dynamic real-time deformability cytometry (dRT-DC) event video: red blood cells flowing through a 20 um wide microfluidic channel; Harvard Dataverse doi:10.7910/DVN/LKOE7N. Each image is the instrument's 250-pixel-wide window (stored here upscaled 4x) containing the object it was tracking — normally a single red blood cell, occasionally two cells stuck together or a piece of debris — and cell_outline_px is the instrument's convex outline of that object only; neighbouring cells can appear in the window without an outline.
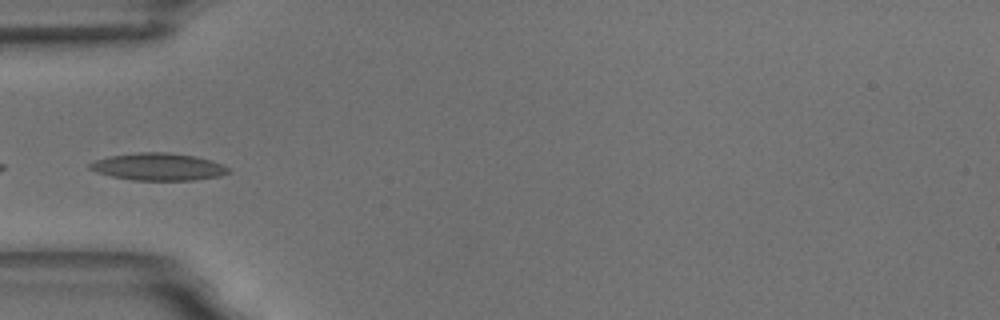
{"species": "common noctule bat (a hibernating species)", "species_latin": "Nyctalus noctula", "temperature_condition": "room temperature", "stored_images_in_passage": 40, "camera_frame_rate_fps": 3000, "um_per_image_px": 0.085, "animal": {"sex": "male", "body_mass_g": 18.8}, "frame": {"image": 1, "passage_image": 1, "time_ms": 0.0, "image_size_px": [1000, 320], "cell_outline_px": [[232, 172], [220, 176], [196, 180], [132, 180], [112, 176], [96, 172], [88, 168], [88, 164], [96, 160], [108, 156], [140, 152], [168, 152], [196, 156], [220, 164], [228, 168]], "centroid_in_image_um": [13.44, 14.18], "position_along_channel_um": 71.6, "area_um2": 22.02}}
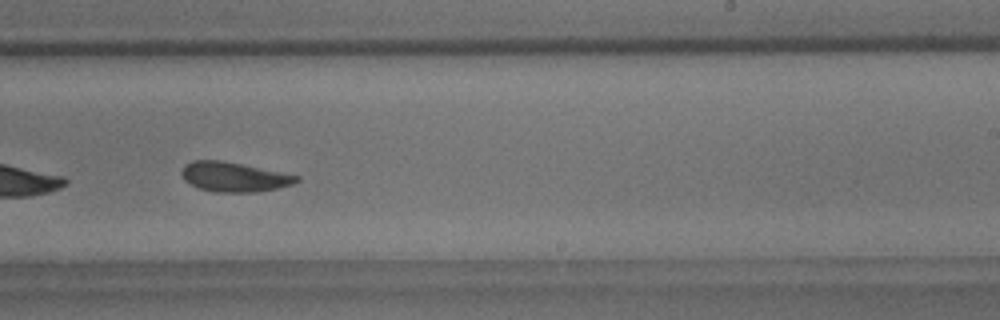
{"frame": {"image": 2, "passage_image": 18, "time_ms": 5.667, "image_size_px": [1000, 320], "cell_outline_px": [[300, 180], [292, 184], [276, 188], [256, 192], [216, 192], [200, 188], [184, 180], [180, 172], [184, 164], [192, 160], [220, 160], [300, 176]], "centroid_in_image_um": [19.85, 15.03], "position_along_channel_um": 269.1, "area_um2": 19.59}, "authors_computed_cell_mechanics": {"area_um2": 19.7098, "velocity_mm_per_s": 3.4786, "shape_relaxation_time_tau1_ms": 5.3414, "shape_relaxation_time_tau2_ms": 4.2531, "deformation_change_tau1": 0.1338, "deformation_change_tau2": 0.1072}}